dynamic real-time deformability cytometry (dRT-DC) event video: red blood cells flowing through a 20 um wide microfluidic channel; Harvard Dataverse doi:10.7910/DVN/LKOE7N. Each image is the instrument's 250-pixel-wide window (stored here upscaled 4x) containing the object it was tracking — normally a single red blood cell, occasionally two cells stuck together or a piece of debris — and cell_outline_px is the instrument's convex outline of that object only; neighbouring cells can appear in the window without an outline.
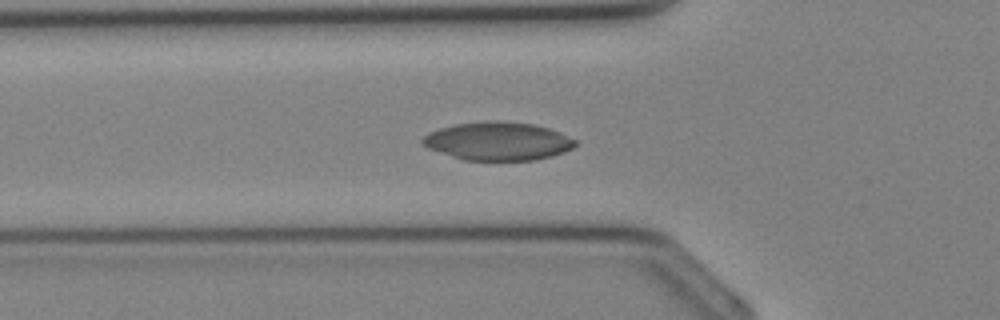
{"species": "Egyptian fruit bat (a non-hibernating species)", "species_latin": "Rousettus aegyptiacus", "temperature_condition": "cold", "stored_images_in_passage": 25, "camera_frame_rate_fps": 3000, "um_per_image_px": 0.085, "animal": {"sex": "female"}, "frame": {"image": 1, "passage_image": 2, "time_ms": 0.333, "image_size_px": [1000, 320], "cell_outline_px": [[576, 144], [572, 148], [564, 152], [552, 156], [536, 160], [464, 160], [428, 148], [420, 140], [424, 136], [440, 128], [456, 124], [488, 120], [500, 120], [532, 124], [548, 128], [560, 132], [576, 140]], "centroid_in_image_um": [42.35, 11.99], "position_along_channel_um": 83.5, "area_um2": 33.93}}
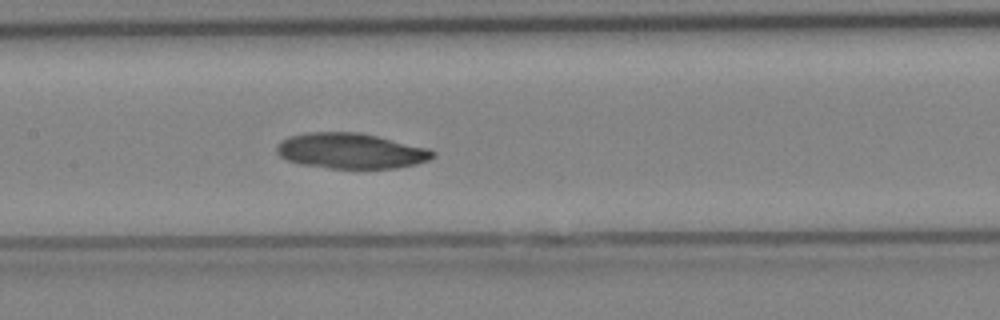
{"frame": {"image": 2, "passage_image": 7, "time_ms": 2.0, "image_size_px": [1000, 320], "cell_outline_px": [[436, 156], [428, 160], [416, 164], [396, 168], [328, 168], [300, 164], [288, 160], [280, 156], [276, 152], [276, 144], [288, 136], [308, 132], [356, 132], [376, 136], [428, 148], [436, 152]], "centroid_in_image_um": [29.8, 12.83], "position_along_channel_um": 177.6, "area_um2": 32.25}}
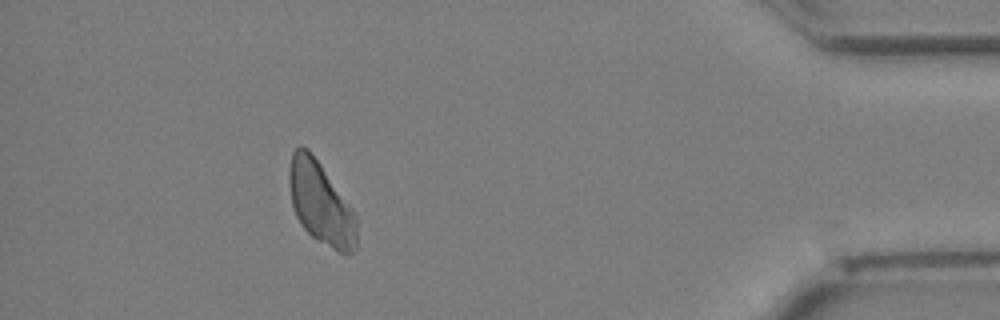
{"frame": {"image": 3, "passage_image": 22, "time_ms": 7.0, "image_size_px": [1000, 320], "cell_outline_px": [[356, 248], [352, 252], [340, 252], [332, 248], [312, 236], [300, 224], [296, 216], [292, 204], [288, 180], [288, 176], [292, 152], [300, 144], [308, 148], [320, 164], [352, 208], [356, 220]], "centroid_in_image_um": [27.23, 17.24], "position_along_channel_um": 408.0, "area_um2": 31.96}}